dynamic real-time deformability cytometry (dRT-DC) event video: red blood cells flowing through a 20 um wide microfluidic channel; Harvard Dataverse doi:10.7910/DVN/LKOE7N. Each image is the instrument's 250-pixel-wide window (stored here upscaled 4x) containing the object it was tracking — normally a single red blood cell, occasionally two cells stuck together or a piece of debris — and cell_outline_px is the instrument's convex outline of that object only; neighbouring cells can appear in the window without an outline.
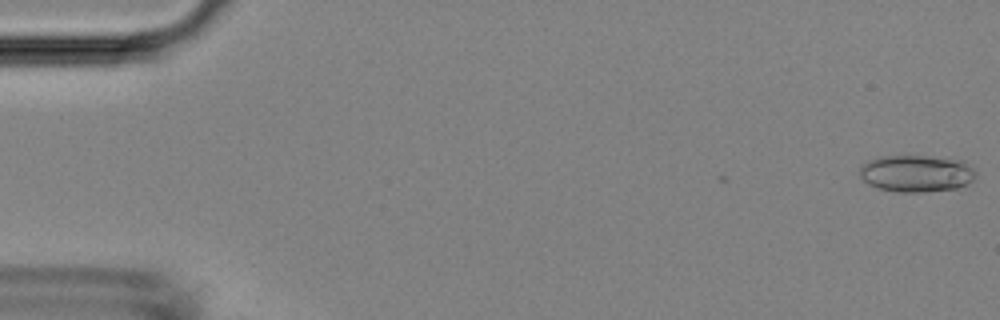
{"species": "Egyptian fruit bat (a non-hibernating species)", "species_latin": "Rousettus aegyptiacus", "temperature_condition": "room temperature", "stored_images_in_passage": 7, "camera_frame_rate_fps": 3000, "um_per_image_px": 0.085, "animal": {"sex": "female"}, "frame": {"image": 1, "passage_image": 1, "time_ms": 0.0, "image_size_px": [1000, 320], "cell_outline_px": [[976, 176], [968, 184], [956, 188], [924, 192], [896, 192], [876, 188], [868, 184], [860, 176], [860, 164], [868, 160], [880, 156], [928, 156], [964, 160], [976, 172]], "centroid_in_image_um": [77.87, 14.74], "position_along_channel_um": 7.1, "area_um2": 25.26}}
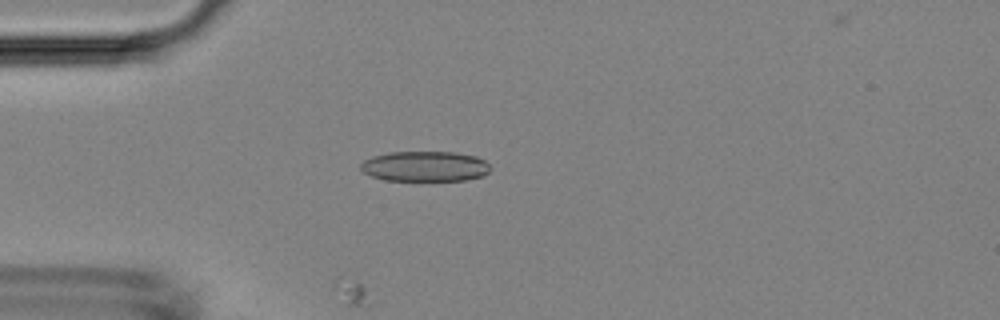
{"frame": {"image": 2, "passage_image": 4, "time_ms": 4.333, "image_size_px": [1000, 320], "cell_outline_px": [[492, 168], [484, 176], [464, 180], [384, 180], [372, 176], [364, 172], [360, 168], [360, 164], [364, 160], [372, 156], [388, 152], [456, 152], [476, 156], [484, 160]], "centroid_in_image_um": [36.13, 14.13], "position_along_channel_um": 48.9, "area_um2": 22.95}}